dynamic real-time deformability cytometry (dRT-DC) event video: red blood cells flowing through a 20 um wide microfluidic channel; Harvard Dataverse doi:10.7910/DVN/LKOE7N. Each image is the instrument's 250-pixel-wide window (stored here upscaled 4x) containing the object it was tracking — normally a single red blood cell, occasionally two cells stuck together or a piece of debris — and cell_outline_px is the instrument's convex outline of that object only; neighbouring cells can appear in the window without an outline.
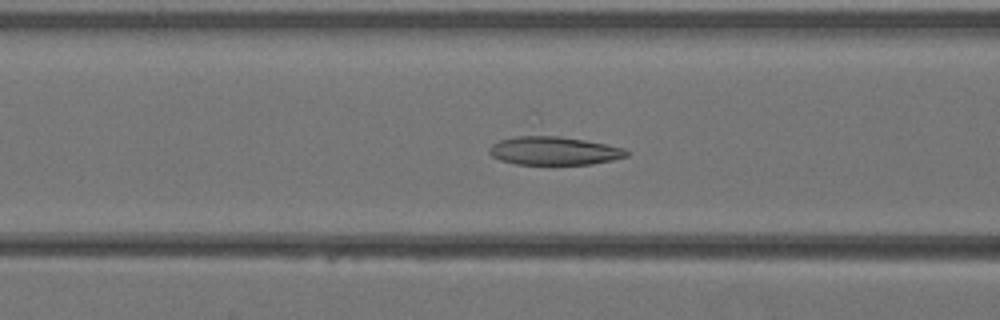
{"species": "Egyptian fruit bat (a non-hibernating species)", "species_latin": "Rousettus aegyptiacus", "temperature_condition": "warm", "stored_images_in_passage": 37, "camera_frame_rate_fps": 3000, "um_per_image_px": 0.085, "animal": {"sex": "female"}, "frame": {"image": 1, "passage_image": 13, "time_ms": 4.0, "image_size_px": [1000, 320], "cell_outline_px": [[628, 156], [612, 160], [592, 164], [516, 164], [500, 160], [492, 156], [488, 152], [488, 148], [492, 144], [500, 140], [516, 136], [560, 136], [608, 144], [624, 148], [628, 152]], "centroid_in_image_um": [47.08, 12.82], "position_along_channel_um": 119.5, "area_um2": 22.66}}
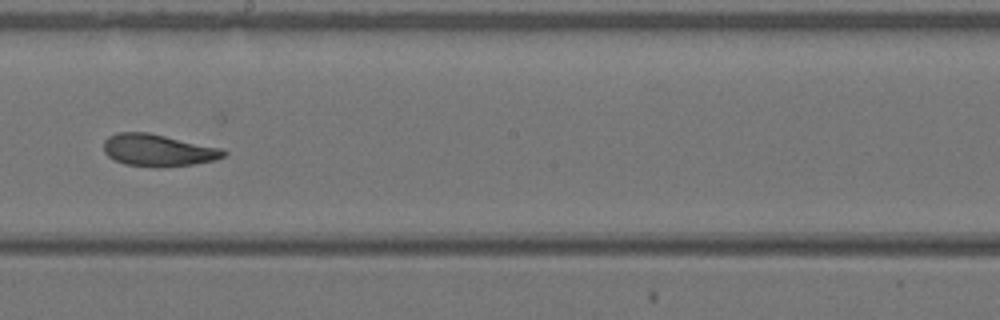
{"frame": {"image": 2, "passage_image": 20, "time_ms": 6.333, "image_size_px": [1000, 320], "cell_outline_px": [[228, 152], [224, 156], [216, 160], [192, 164], [160, 168], [156, 168], [124, 164], [108, 156], [104, 152], [104, 140], [108, 136], [116, 132], [148, 132], [224, 148]], "centroid_in_image_um": [13.46, 12.77], "position_along_channel_um": 234.7, "area_um2": 22.77}}
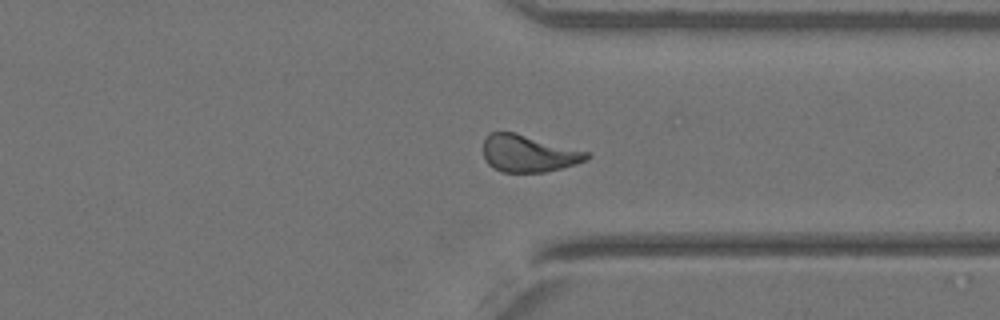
{"frame": {"image": 3, "passage_image": 28, "time_ms": 9.0, "image_size_px": [1000, 320], "cell_outline_px": [[592, 156], [588, 160], [576, 164], [544, 172], [504, 172], [488, 164], [484, 156], [484, 140], [488, 132], [512, 132], [588, 152]], "centroid_in_image_um": [44.92, 13.05], "position_along_channel_um": 366.5, "area_um2": 21.96}}